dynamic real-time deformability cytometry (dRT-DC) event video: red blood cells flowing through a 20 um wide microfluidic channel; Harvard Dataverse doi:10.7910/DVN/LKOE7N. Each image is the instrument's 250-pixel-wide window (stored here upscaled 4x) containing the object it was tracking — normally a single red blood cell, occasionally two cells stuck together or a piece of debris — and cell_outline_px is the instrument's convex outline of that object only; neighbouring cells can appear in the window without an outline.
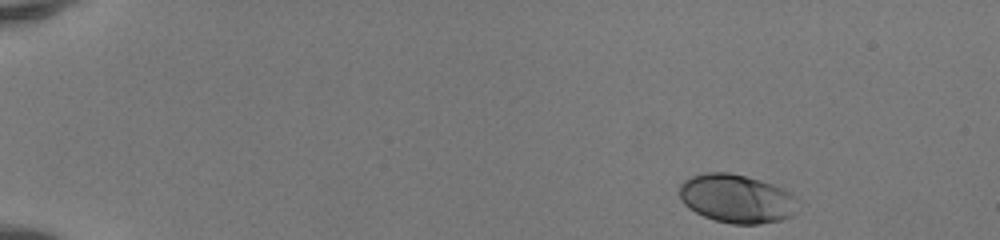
{"species": "human", "species_latin": "Homo sapiens", "temperature_condition": "room temperature", "stored_images_in_passage": 45, "camera_frame_rate_fps": 3000, "um_per_image_px": 0.085, "donor": {"sex": "female"}, "frame": {"image": 1, "passage_image": 1, "time_ms": 0.0, "image_size_px": [1000, 240], "cell_outline_px": [[796, 196], [792, 216], [780, 220], [760, 224], [732, 224], [716, 220], [704, 216], [688, 208], [680, 200], [680, 184], [684, 180], [692, 176], [704, 172], [728, 172], [760, 180], [784, 188], [792, 192]], "centroid_in_image_um": [62.59, 16.87], "position_along_channel_um": 22.4, "area_um2": 33.47}}
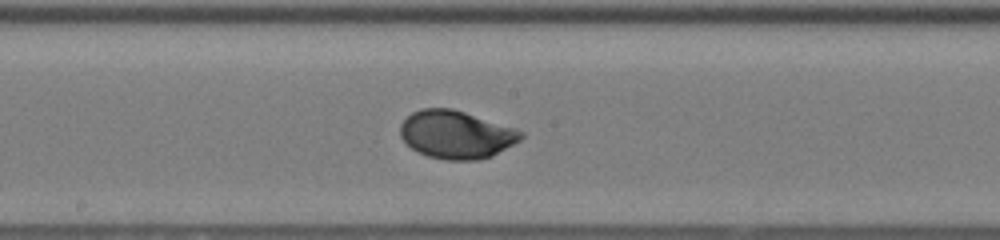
{"frame": {"image": 2, "passage_image": 24, "time_ms": 7.667, "image_size_px": [1000, 240], "cell_outline_px": [[524, 136], [520, 140], [492, 156], [476, 160], [444, 160], [428, 156], [416, 152], [400, 136], [400, 124], [412, 112], [420, 108], [452, 108], [516, 128], [524, 132]], "centroid_in_image_um": [38.77, 11.43], "position_along_channel_um": 209.4, "area_um2": 33.81}}
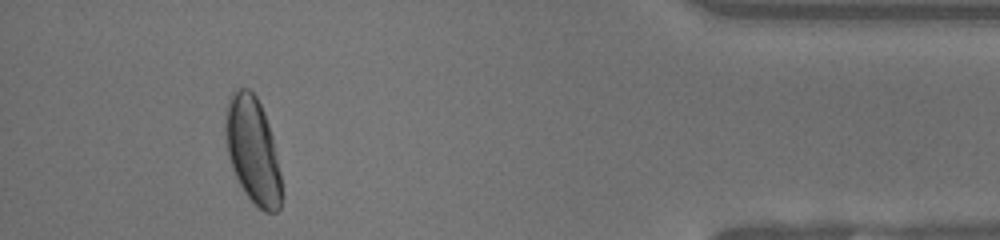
{"frame": {"image": 3, "passage_image": 42, "time_ms": 13.667, "image_size_px": [1000, 240], "cell_outline_px": [[284, 196], [280, 208], [276, 212], [264, 212], [244, 192], [232, 168], [228, 156], [224, 136], [224, 108], [228, 96], [232, 92], [240, 88], [248, 88], [256, 96], [264, 112], [272, 136], [280, 172]], "centroid_in_image_um": [21.47, 12.76], "position_along_channel_um": 413.7, "area_um2": 35.32}, "authors_computed_cell_mechanics": {"area_um2": 32.5992, "velocity_mm_per_s": 4.1315, "shape_relaxation_time_tau1_ms": 2.2389, "shape_relaxation_time_tau2_ms": null, "deformation_change_tau1": 0.1365, "deformation_change_tau2": null}}